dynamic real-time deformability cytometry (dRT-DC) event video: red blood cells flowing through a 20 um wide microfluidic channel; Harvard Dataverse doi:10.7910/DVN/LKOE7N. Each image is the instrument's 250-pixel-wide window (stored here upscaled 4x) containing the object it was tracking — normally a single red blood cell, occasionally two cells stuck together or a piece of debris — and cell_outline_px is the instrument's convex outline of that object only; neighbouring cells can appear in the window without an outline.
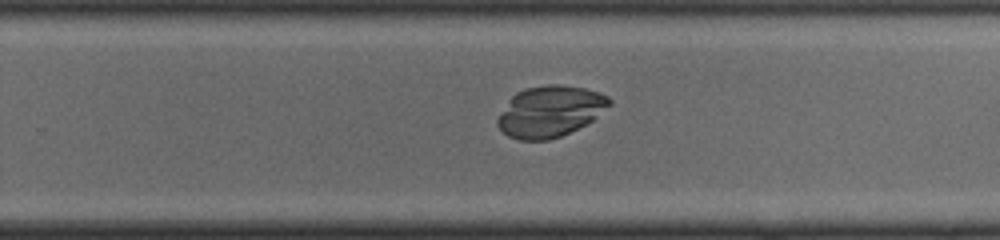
{"species": "common noctule bat (a hibernating species)", "species_latin": "Nyctalus noctula", "temperature_condition": "cold", "stored_images_in_passage": 49, "camera_frame_rate_fps": 3000, "um_per_image_px": 0.085, "animal": {"sex": "male", "body_mass_g": 19.0, "forearm_length_mm": 50.8}, "frame": {"image": 1, "passage_image": 31, "time_ms": 10.0, "image_size_px": [1000, 240], "cell_outline_px": [[612, 104], [592, 120], [560, 136], [548, 140], [520, 140], [508, 136], [496, 124], [496, 120], [512, 96], [516, 92], [524, 88], [548, 84], [560, 84], [584, 88], [608, 96], [612, 100]], "centroid_in_image_um": [46.75, 9.45], "position_along_channel_um": 283.1, "area_um2": 33.0}}
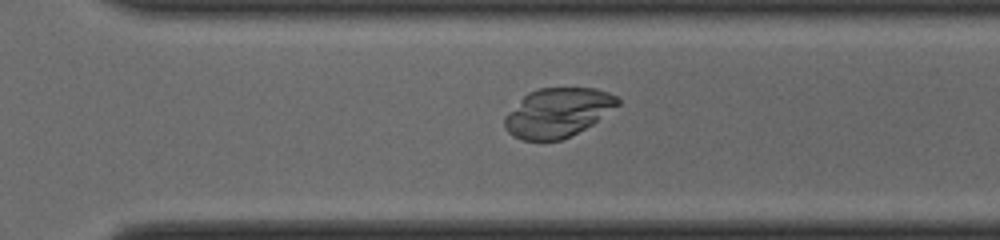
{"frame": {"image": 2, "passage_image": 34, "time_ms": 11.0, "image_size_px": [1000, 240], "cell_outline_px": [[620, 104], [592, 124], [560, 140], [520, 140], [512, 136], [504, 128], [504, 116], [528, 92], [536, 88], [596, 88], [608, 92], [616, 96], [620, 100]], "centroid_in_image_um": [47.38, 9.56], "position_along_channel_um": 323.2, "area_um2": 32.19}}